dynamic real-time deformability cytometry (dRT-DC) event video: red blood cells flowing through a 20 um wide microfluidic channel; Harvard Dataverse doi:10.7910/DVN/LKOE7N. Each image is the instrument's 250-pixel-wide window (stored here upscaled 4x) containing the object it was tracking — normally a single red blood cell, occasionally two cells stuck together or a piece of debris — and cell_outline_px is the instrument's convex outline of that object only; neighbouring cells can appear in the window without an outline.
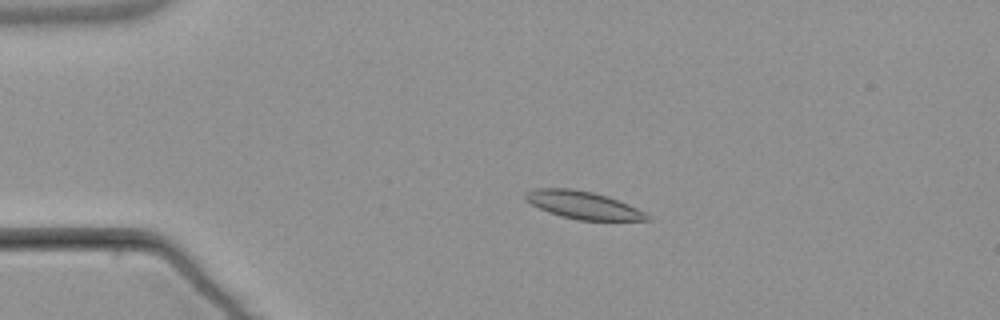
{"species": "common noctule bat (a hibernating species)", "species_latin": "Nyctalus noctula", "temperature_condition": "warm", "stored_images_in_passage": 6, "camera_frame_rate_fps": 3000, "um_per_image_px": 0.085, "animal": {"sex": "male", "body_mass_g": 21.5, "forearm_length_mm": 52.0}, "frame": {"image": 1, "passage_image": 4, "time_ms": 3.667, "image_size_px": [1000, 320], "cell_outline_px": [[652, 220], [576, 220], [560, 216], [548, 212], [524, 200], [524, 192], [536, 188], [572, 188], [592, 192], [608, 196], [628, 204], [652, 216]], "centroid_in_image_um": [49.55, 17.43], "position_along_channel_um": 35.5, "area_um2": 19.71}}
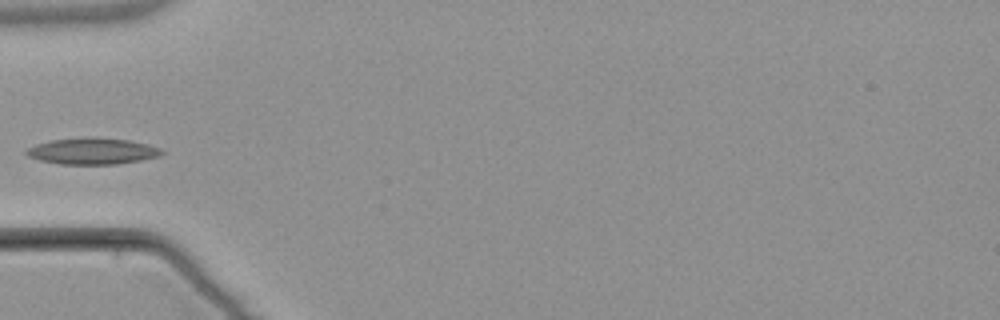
{"frame": {"image": 2, "passage_image": 6, "time_ms": 6.0, "image_size_px": [1000, 320], "cell_outline_px": [[168, 152], [160, 156], [140, 160], [116, 164], [60, 164], [40, 160], [28, 156], [24, 152], [28, 148], [36, 144], [52, 140], [128, 140], [148, 144], [160, 148]], "centroid_in_image_um": [7.9, 12.89], "position_along_channel_um": 77.1, "area_um2": 19.83}}